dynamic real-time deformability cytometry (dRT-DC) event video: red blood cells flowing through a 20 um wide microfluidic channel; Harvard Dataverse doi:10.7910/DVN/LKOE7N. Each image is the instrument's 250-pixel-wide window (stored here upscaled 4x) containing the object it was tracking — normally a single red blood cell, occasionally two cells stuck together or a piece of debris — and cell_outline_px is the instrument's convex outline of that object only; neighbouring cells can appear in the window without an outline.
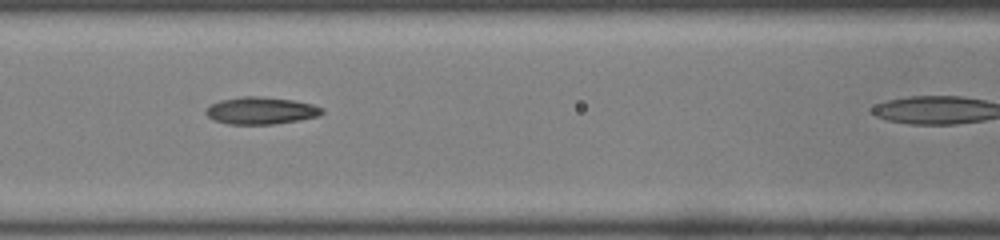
{"species": "common noctule bat (a hibernating species)", "species_latin": "Nyctalus noctula", "temperature_condition": "room temperature", "stored_images_in_passage": 20, "camera_frame_rate_fps": 3000, "um_per_image_px": 0.085, "animal": {"sex": "male", "body_mass_g": 19.0, "forearm_length_mm": 50.8}, "frame": {"image": 1, "passage_image": 6, "time_ms": 1.667, "image_size_px": [1000, 240], "cell_outline_px": [[324, 112], [320, 116], [300, 120], [272, 124], [228, 124], [216, 120], [208, 116], [204, 112], [208, 104], [220, 100], [240, 96], [260, 96], [292, 100], [312, 104], [324, 108]], "centroid_in_image_um": [22.18, 9.39], "position_along_channel_um": 144.4, "area_um2": 18.55}}
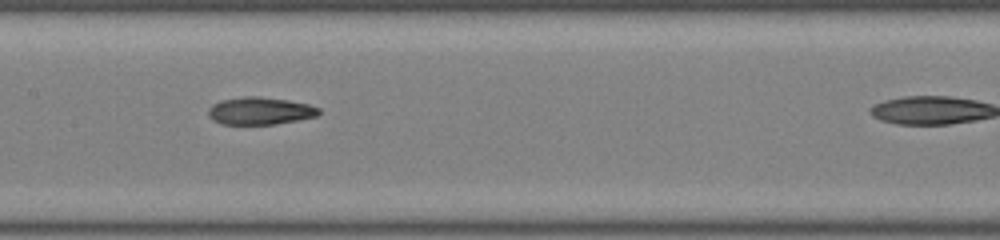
{"frame": {"image": 2, "passage_image": 9, "time_ms": 2.667, "image_size_px": [1000, 240], "cell_outline_px": [[320, 112], [316, 116], [276, 124], [224, 124], [212, 120], [208, 116], [208, 108], [212, 104], [220, 100], [244, 96], [260, 96], [288, 100], [308, 104], [320, 108]], "centroid_in_image_um": [22.07, 9.41], "position_along_channel_um": 185.3, "area_um2": 17.74}}